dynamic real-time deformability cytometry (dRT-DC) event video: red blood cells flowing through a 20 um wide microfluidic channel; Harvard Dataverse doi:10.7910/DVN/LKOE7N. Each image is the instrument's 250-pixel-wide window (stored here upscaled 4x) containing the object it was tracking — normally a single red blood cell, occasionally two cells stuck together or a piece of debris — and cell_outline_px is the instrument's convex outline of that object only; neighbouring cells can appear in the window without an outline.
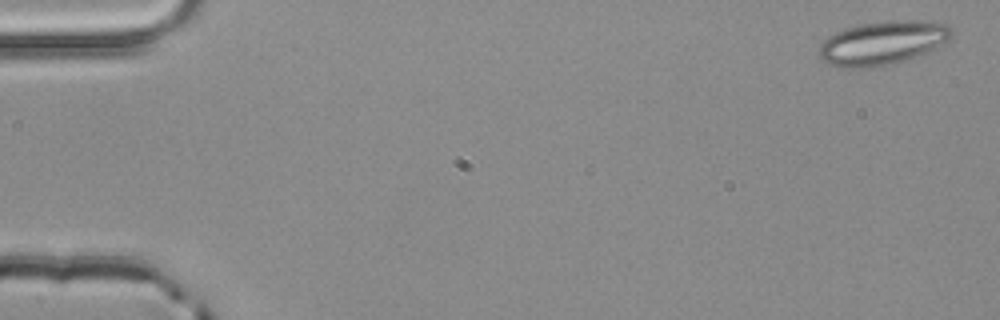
{"species": "common noctule bat (a hibernating species)", "species_latin": "Nyctalus noctula", "temperature_condition": "room temperature", "stored_images_in_passage": 4, "camera_frame_rate_fps": 3000, "um_per_image_px": 0.085, "animal": {"sex": "male", "body_mass_g": 20.4}, "frame": {"image": 1, "passage_image": 1, "time_ms": 0.0, "image_size_px": [1000, 320], "cell_outline_px": [[952, 36], [948, 40], [908, 60], [872, 68], [840, 68], [828, 64], [820, 56], [820, 44], [828, 36], [836, 32], [860, 24], [888, 20], [916, 20], [948, 24], [952, 28]], "centroid_in_image_um": [75.0, 3.65], "position_along_channel_um": 10.0, "area_um2": 33.64}}
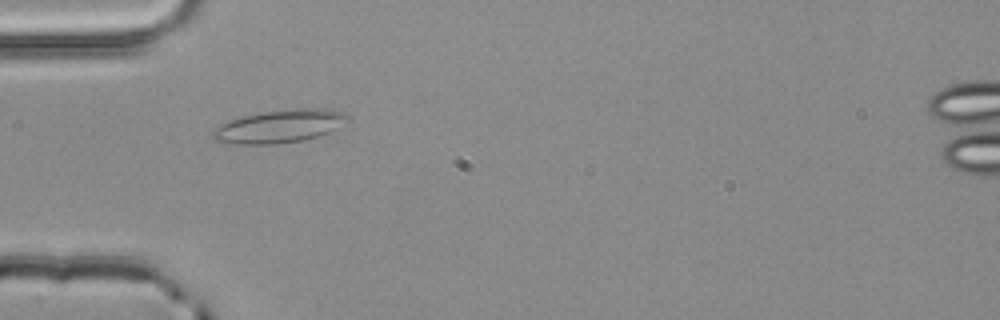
{"frame": {"image": 2, "passage_image": 4, "time_ms": 1.0, "image_size_px": [1000, 320], "cell_outline_px": [[352, 120], [320, 136], [304, 140], [272, 144], [236, 144], [212, 140], [212, 128], [228, 120], [260, 112], [300, 108], [328, 108], [344, 112]], "centroid_in_image_um": [23.77, 10.73], "position_along_channel_um": 61.2, "area_um2": 26.24}}